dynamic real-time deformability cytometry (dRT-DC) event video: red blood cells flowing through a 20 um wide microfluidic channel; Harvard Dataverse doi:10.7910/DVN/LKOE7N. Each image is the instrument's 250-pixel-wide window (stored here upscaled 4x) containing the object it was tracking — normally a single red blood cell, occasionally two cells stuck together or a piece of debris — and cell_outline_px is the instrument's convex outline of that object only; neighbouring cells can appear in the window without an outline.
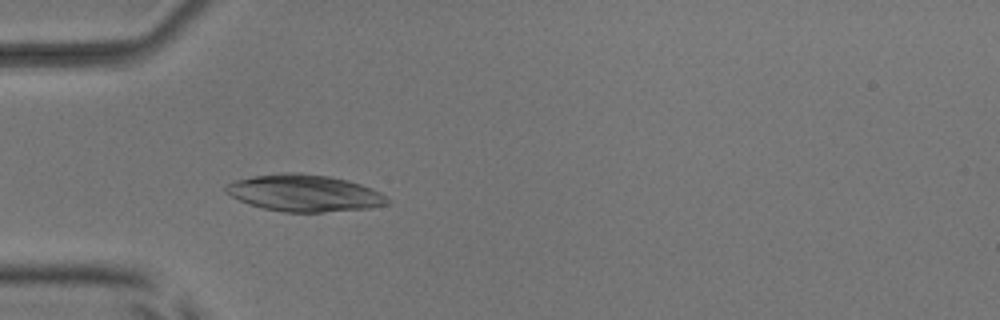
{"species": "common noctule bat (a hibernating species)", "species_latin": "Nyctalus noctula", "temperature_condition": "room temperature", "stored_images_in_passage": 53, "camera_frame_rate_fps": 3000, "um_per_image_px": 0.085, "animal": {"sex": "male", "body_mass_g": 17.9, "forearm_length_mm": 54.2}, "frame": {"image": 1, "passage_image": 17, "time_ms": 5.333, "image_size_px": [1000, 320], "cell_outline_px": [[388, 204], [368, 208], [324, 212], [284, 212], [264, 208], [240, 200], [224, 192], [224, 188], [228, 184], [236, 180], [252, 176], [280, 172], [300, 172], [328, 176], [348, 180], [372, 188], [380, 192], [388, 200]], "centroid_in_image_um": [25.86, 16.4], "position_along_channel_um": 59.1, "area_um2": 34.51}}
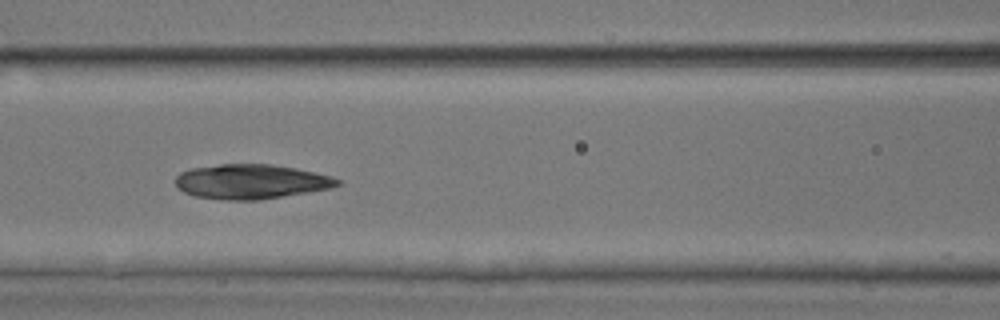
{"frame": {"image": 2, "passage_image": 24, "time_ms": 7.667, "image_size_px": [1000, 320], "cell_outline_px": [[344, 180], [340, 184], [332, 188], [260, 200], [224, 200], [196, 196], [184, 192], [176, 188], [176, 176], [180, 172], [192, 168], [220, 164], [272, 164], [296, 168], [332, 176]], "centroid_in_image_um": [21.36, 15.44], "position_along_channel_um": 145.2, "area_um2": 32.89}}
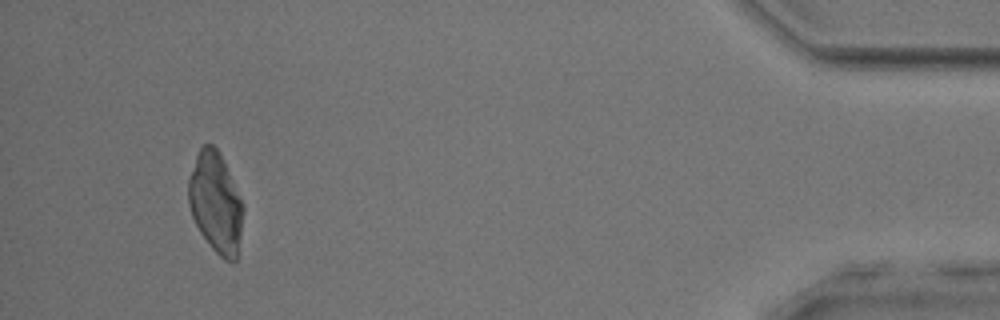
{"frame": {"image": 3, "passage_image": 50, "time_ms": 16.333, "image_size_px": [1000, 320], "cell_outline_px": [[244, 212], [236, 260], [232, 264], [224, 260], [212, 248], [200, 232], [192, 216], [188, 204], [188, 180], [196, 156], [200, 148], [204, 144], [212, 144], [220, 152], [244, 204]], "centroid_in_image_um": [18.34, 17.24], "position_along_channel_um": 416.9, "area_um2": 32.14}}